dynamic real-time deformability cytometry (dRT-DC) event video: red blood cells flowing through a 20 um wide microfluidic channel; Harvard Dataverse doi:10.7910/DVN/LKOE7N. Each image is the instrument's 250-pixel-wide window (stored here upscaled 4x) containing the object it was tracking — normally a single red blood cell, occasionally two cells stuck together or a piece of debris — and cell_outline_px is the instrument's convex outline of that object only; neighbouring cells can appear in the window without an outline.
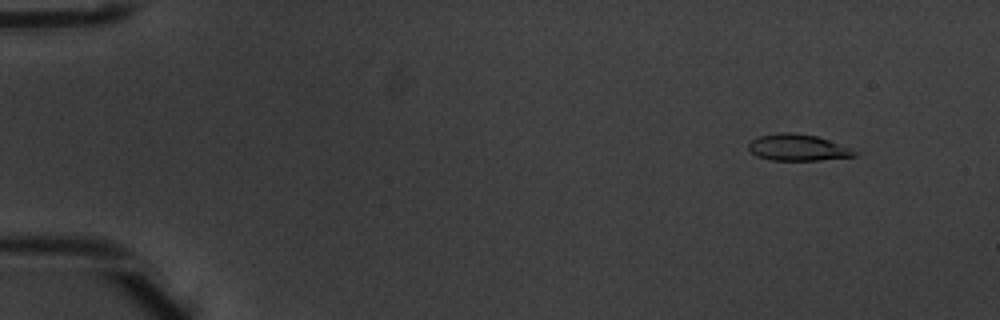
{"species": "common noctule bat (a hibernating species)", "species_latin": "Nyctalus noctula", "temperature_condition": "warm", "stored_images_in_passage": 5, "camera_frame_rate_fps": 3000, "um_per_image_px": 0.085, "animal": {"sex": "male", "body_mass_g": 20.1, "forearm_length_mm": 53.5}, "frame": {"image": 1, "passage_image": 2, "time_ms": 0.333, "image_size_px": [1000, 320], "cell_outline_px": [[856, 156], [820, 160], [772, 160], [756, 156], [748, 148], [748, 144], [752, 140], [760, 136], [780, 132], [792, 132], [816, 136], [828, 140], [848, 148], [856, 152]], "centroid_in_image_um": [67.76, 12.54], "position_along_channel_um": 17.2, "area_um2": 16.07}}
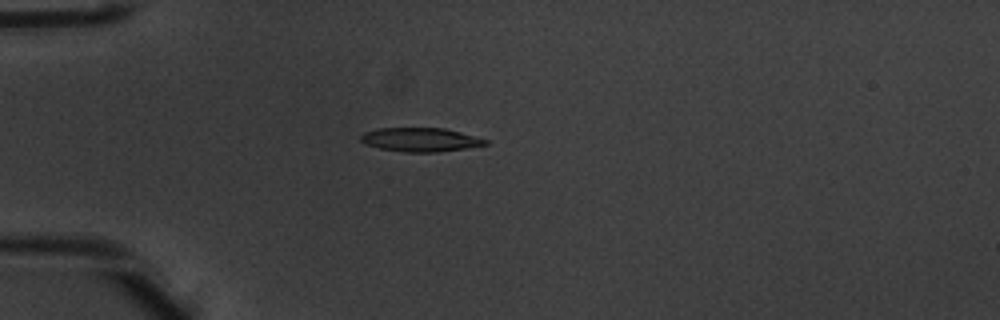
{"frame": {"image": 2, "passage_image": 5, "time_ms": 1.333, "image_size_px": [1000, 320], "cell_outline_px": [[488, 144], [464, 148], [436, 152], [404, 152], [380, 148], [364, 144], [360, 140], [360, 136], [364, 132], [376, 128], [444, 128], [460, 132], [488, 140]], "centroid_in_image_um": [35.68, 11.86], "position_along_channel_um": 49.3, "area_um2": 17.22}}